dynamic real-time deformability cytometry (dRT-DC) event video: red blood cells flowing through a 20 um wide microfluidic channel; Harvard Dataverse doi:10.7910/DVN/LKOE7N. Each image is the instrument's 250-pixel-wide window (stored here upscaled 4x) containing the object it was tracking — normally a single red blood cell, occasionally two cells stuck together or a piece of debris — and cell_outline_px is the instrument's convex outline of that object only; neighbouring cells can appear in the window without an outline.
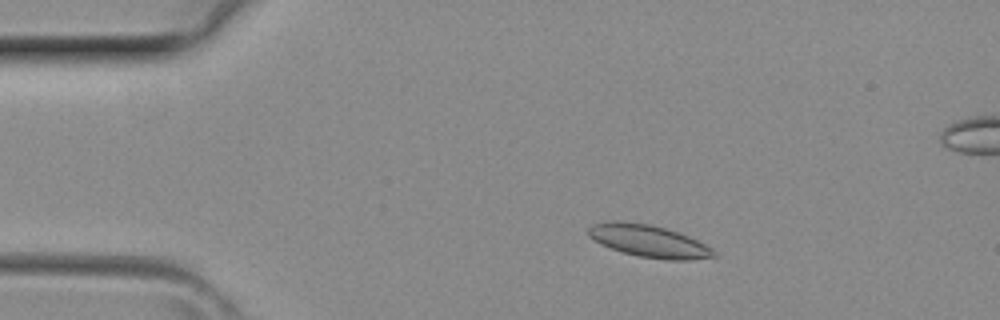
{"species": "common noctule bat (a hibernating species)", "species_latin": "Nyctalus noctula", "temperature_condition": "room temperature", "stored_images_in_passage": 4, "camera_frame_rate_fps": 3000, "um_per_image_px": 0.085, "animal": {"sex": "female", "body_mass_g": 29.2, "forearm_length_mm": 56.3}, "frame": {"image": 1, "passage_image": 2, "time_ms": 0.333, "image_size_px": [1000, 320], "cell_outline_px": [[716, 256], [692, 260], [668, 260], [636, 256], [600, 244], [588, 236], [588, 228], [592, 224], [616, 220], [648, 224], [664, 228], [688, 236], [712, 248], [716, 252]], "centroid_in_image_um": [55.13, 20.5], "position_along_channel_um": 29.9, "area_um2": 23.41}}